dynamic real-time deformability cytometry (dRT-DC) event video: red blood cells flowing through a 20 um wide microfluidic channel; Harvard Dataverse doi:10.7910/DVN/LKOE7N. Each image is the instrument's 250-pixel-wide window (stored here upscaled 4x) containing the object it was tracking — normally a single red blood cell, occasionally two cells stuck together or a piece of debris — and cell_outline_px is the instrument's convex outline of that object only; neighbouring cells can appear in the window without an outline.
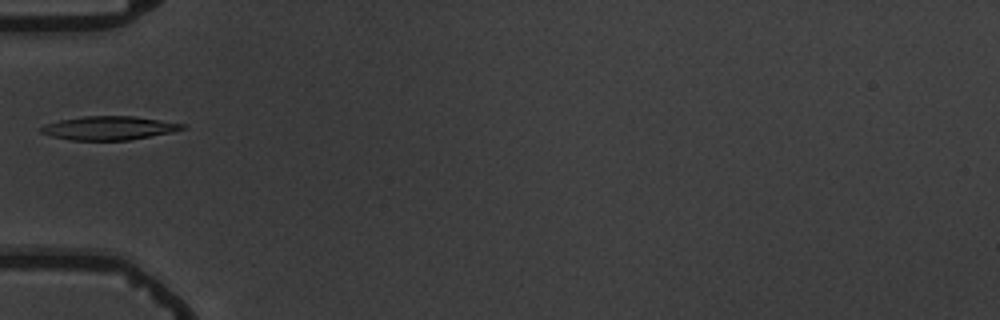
{"species": "common noctule bat (a hibernating species)", "species_latin": "Nyctalus noctula", "temperature_condition": "warm", "stored_images_in_passage": 6, "camera_frame_rate_fps": 3000, "um_per_image_px": 0.085, "animal": {"sex": "male", "body_mass_g": 19.5, "forearm_length_mm": 54.6}, "frame": {"image": 1, "passage_image": 6, "time_ms": 6.0, "image_size_px": [1000, 320], "cell_outline_px": [[184, 128], [172, 132], [128, 140], [72, 140], [52, 136], [40, 132], [36, 128], [44, 124], [60, 120], [84, 116], [132, 116], [160, 120], [184, 124]], "centroid_in_image_um": [9.19, 10.88], "position_along_channel_um": 75.8, "area_um2": 19.36}}